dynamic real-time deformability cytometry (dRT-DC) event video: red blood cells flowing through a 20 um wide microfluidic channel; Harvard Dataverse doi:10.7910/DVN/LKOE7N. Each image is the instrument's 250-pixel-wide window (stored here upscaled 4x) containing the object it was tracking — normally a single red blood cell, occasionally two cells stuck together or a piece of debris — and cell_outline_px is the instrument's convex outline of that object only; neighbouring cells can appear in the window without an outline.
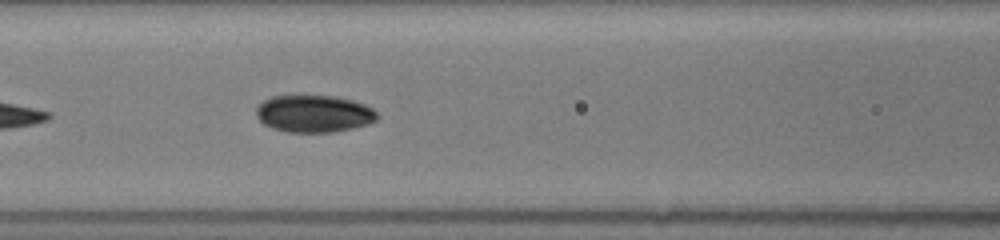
{"species": "common noctule bat (a hibernating species)", "species_latin": "Nyctalus noctula", "temperature_condition": "room temperature", "stored_images_in_passage": 17, "camera_frame_rate_fps": 3000, "um_per_image_px": 0.085, "animal": {"sex": "female", "body_mass_g": 19.5, "forearm_length_mm": 54.1}, "frame": {"image": 1, "passage_image": 17, "time_ms": 7.333, "image_size_px": [1000, 240], "cell_outline_px": [[376, 120], [368, 124], [352, 128], [332, 132], [288, 132], [272, 128], [264, 124], [256, 116], [256, 108], [264, 100], [272, 96], [292, 92], [300, 92], [336, 96], [352, 100], [364, 104], [372, 108], [376, 112]], "centroid_in_image_um": [26.63, 9.6], "position_along_channel_um": 140.0, "area_um2": 27.11}}